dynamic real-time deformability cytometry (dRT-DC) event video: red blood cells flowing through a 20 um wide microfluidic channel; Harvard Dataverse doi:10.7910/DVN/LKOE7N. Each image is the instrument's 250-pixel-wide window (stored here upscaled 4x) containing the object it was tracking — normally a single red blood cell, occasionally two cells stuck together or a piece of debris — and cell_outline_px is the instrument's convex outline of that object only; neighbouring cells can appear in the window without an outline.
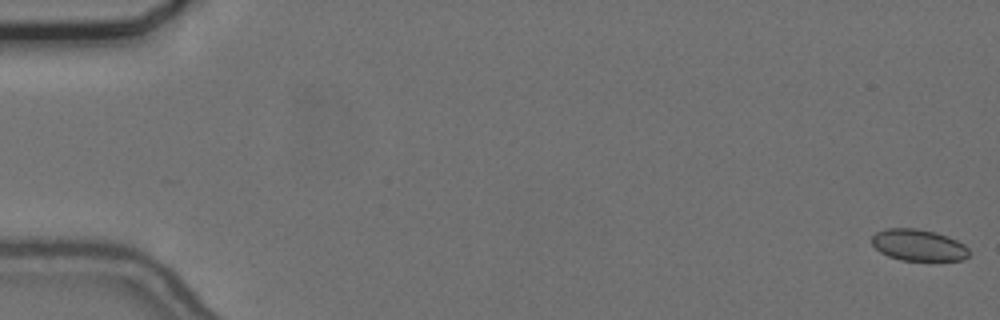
{"species": "common noctule bat (a hibernating species)", "species_latin": "Nyctalus noctula", "temperature_condition": "cold", "stored_images_in_passage": 56, "camera_frame_rate_fps": 3000, "um_per_image_px": 0.085, "animal": {"sex": "female", "body_mass_g": 24.6, "forearm_length_mm": 56.2}, "frame": {"image": 1, "passage_image": 1, "time_ms": 0.0, "image_size_px": [1000, 320], "cell_outline_px": [[972, 252], [964, 260], [900, 260], [888, 256], [880, 252], [872, 244], [872, 236], [876, 232], [888, 228], [916, 228], [936, 232], [948, 236], [964, 244]], "centroid_in_image_um": [78.09, 20.83], "position_along_channel_um": 6.9, "area_um2": 17.98}}
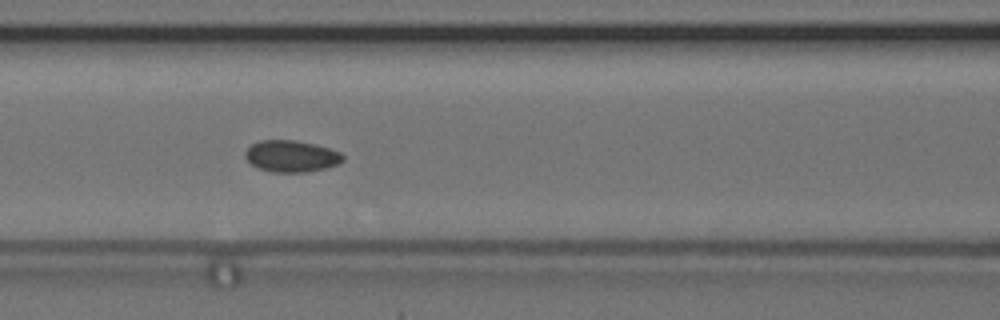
{"frame": {"image": 2, "passage_image": 25, "time_ms": 8.0, "image_size_px": [1000, 320], "cell_outline_px": [[344, 160], [336, 164], [324, 168], [304, 172], [272, 172], [256, 168], [244, 156], [244, 152], [252, 144], [260, 140], [296, 140], [316, 144], [340, 152], [344, 156]], "centroid_in_image_um": [24.74, 13.27], "position_along_channel_um": 141.9, "area_um2": 17.98}}
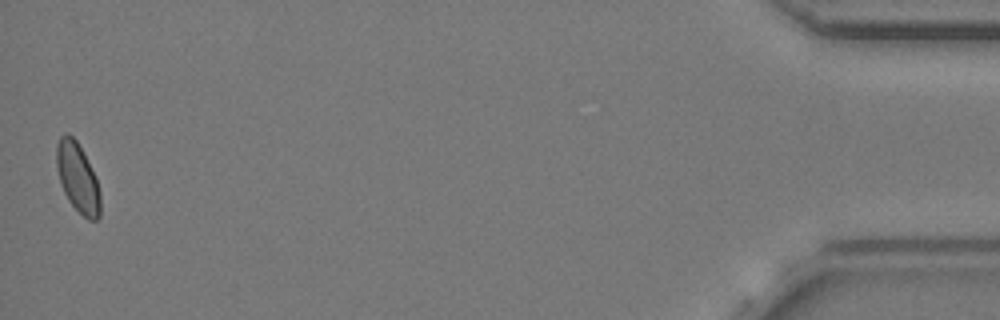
{"frame": {"image": 3, "passage_image": 56, "time_ms": 18.333, "image_size_px": [1000, 320], "cell_outline_px": [[100, 216], [96, 220], [88, 220], [68, 200], [60, 184], [56, 168], [56, 144], [60, 136], [64, 132], [68, 132], [76, 140], [96, 176], [100, 192]], "centroid_in_image_um": [6.58, 15.08], "position_along_channel_um": 428.6, "area_um2": 17.8}, "authors_computed_cell_mechanics": {"area_um2": 18.0336, "velocity_mm_per_s": 3.6811, "shape_relaxation_time_tau1_ms": null, "shape_relaxation_time_tau2_ms": 2.0232, "deformation_change_tau1": null, "deformation_change_tau2": 0.0564}}